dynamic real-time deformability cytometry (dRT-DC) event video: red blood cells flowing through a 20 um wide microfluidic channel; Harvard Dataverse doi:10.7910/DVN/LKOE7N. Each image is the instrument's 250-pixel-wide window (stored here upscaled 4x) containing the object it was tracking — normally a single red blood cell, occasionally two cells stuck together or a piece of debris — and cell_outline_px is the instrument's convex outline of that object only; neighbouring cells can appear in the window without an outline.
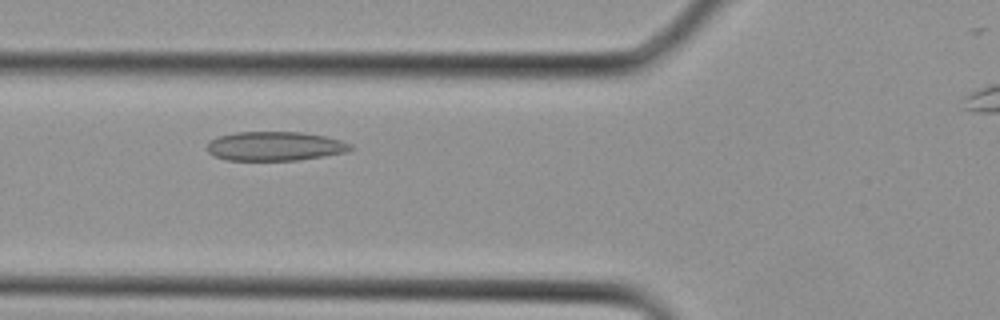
{"species": "Egyptian fruit bat (a non-hibernating species)", "species_latin": "Rousettus aegyptiacus", "temperature_condition": "cold", "stored_images_in_passage": 3, "camera_frame_rate_fps": 3000, "um_per_image_px": 0.085, "animal": {"sex": "female"}, "frame": {"image": 1, "passage_image": 3, "time_ms": 0.667, "image_size_px": [1000, 320], "cell_outline_px": [[356, 148], [344, 152], [324, 156], [296, 160], [228, 160], [216, 156], [208, 152], [208, 140], [216, 136], [236, 132], [304, 132], [324, 136], [340, 140], [352, 144]], "centroid_in_image_um": [23.37, 12.41], "position_along_channel_um": 102.4, "area_um2": 24.39}}